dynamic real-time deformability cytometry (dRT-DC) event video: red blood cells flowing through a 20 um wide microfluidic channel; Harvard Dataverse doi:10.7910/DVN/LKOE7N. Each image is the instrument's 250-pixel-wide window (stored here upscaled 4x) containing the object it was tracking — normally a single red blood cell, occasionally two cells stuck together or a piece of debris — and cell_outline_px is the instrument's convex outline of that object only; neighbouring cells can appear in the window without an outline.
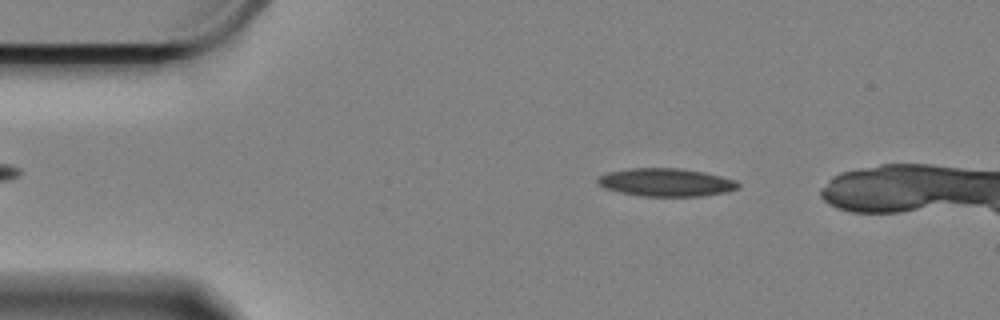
{"species": "Egyptian fruit bat (a non-hibernating species)", "species_latin": "Rousettus aegyptiacus", "temperature_condition": "cold", "stored_images_in_passage": 46, "camera_frame_rate_fps": 3000, "um_per_image_px": 0.085, "animal": {"sex": "female"}, "frame": {"image": 1, "passage_image": 7, "time_ms": 2.0, "image_size_px": [1000, 320], "cell_outline_px": [[740, 188], [724, 192], [700, 196], [644, 196], [620, 192], [604, 188], [596, 180], [600, 176], [608, 172], [628, 168], [680, 168], [704, 172], [736, 180], [740, 184]], "centroid_in_image_um": [56.62, 15.49], "position_along_channel_um": 28.4, "area_um2": 22.83}}
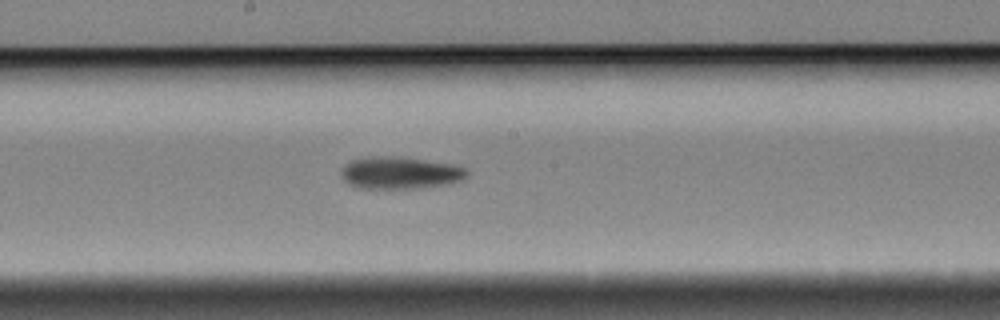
{"frame": {"image": 2, "passage_image": 28, "time_ms": 9.0, "image_size_px": [1000, 320], "cell_outline_px": [[468, 172], [460, 180], [444, 184], [412, 188], [360, 188], [348, 184], [344, 180], [340, 172], [344, 164], [352, 160], [372, 156], [388, 156], [424, 160], [452, 164], [464, 168]], "centroid_in_image_um": [33.92, 14.69], "position_along_channel_um": 214.3, "area_um2": 23.06}}
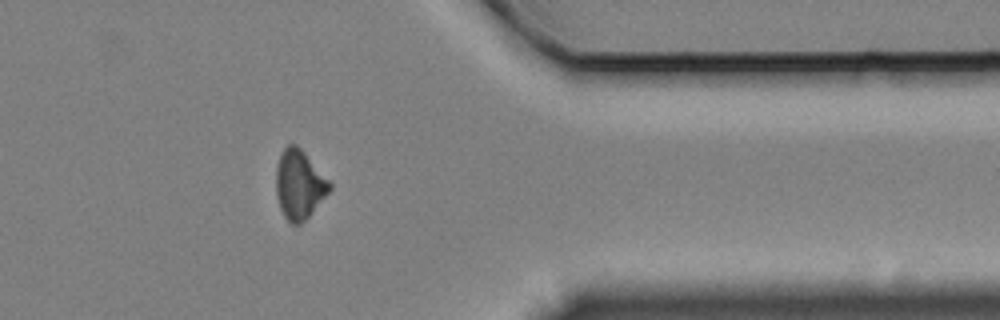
{"frame": {"image": 3, "passage_image": 45, "time_ms": 14.667, "image_size_px": [1000, 320], "cell_outline_px": [[332, 188], [308, 216], [300, 224], [292, 224], [284, 216], [280, 208], [276, 196], [276, 168], [280, 156], [284, 148], [288, 144], [296, 144], [304, 152], [332, 184]], "centroid_in_image_um": [25.42, 15.68], "position_along_channel_um": 386.0, "area_um2": 21.21}, "authors_computed_cell_mechanics": {"area_um2": 22.5709, "velocity_mm_per_s": 3.325, "shape_relaxation_time_tau1_ms": 5.9371, "shape_relaxation_time_tau2_ms": null, "deformation_change_tau1": 0.137, "deformation_change_tau2": null}}